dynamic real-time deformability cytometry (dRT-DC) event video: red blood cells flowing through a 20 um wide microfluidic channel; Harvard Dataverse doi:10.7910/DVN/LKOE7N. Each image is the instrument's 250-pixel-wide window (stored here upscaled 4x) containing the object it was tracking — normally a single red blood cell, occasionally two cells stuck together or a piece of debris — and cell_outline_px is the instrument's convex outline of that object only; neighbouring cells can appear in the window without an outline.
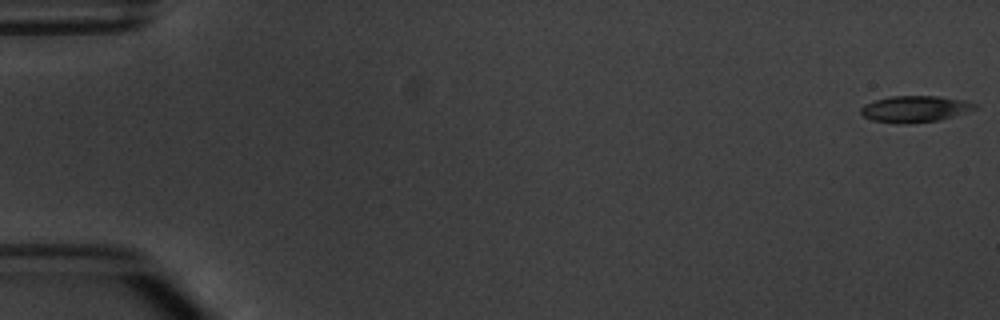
{"species": "common noctule bat (a hibernating species)", "species_latin": "Nyctalus noctula", "temperature_condition": "warm", "stored_images_in_passage": 5, "camera_frame_rate_fps": 3000, "um_per_image_px": 0.085, "animal": {"sex": "male", "body_mass_g": 20.1, "forearm_length_mm": 53.5}, "frame": {"image": 1, "passage_image": 1, "time_ms": 0.0, "image_size_px": [1000, 320], "cell_outline_px": [[976, 108], [940, 120], [908, 124], [896, 124], [872, 120], [864, 116], [860, 112], [860, 108], [864, 104], [876, 100], [892, 96], [940, 96], [964, 100], [976, 104]], "centroid_in_image_um": [77.73, 9.27], "position_along_channel_um": 7.3, "area_um2": 17.51}}